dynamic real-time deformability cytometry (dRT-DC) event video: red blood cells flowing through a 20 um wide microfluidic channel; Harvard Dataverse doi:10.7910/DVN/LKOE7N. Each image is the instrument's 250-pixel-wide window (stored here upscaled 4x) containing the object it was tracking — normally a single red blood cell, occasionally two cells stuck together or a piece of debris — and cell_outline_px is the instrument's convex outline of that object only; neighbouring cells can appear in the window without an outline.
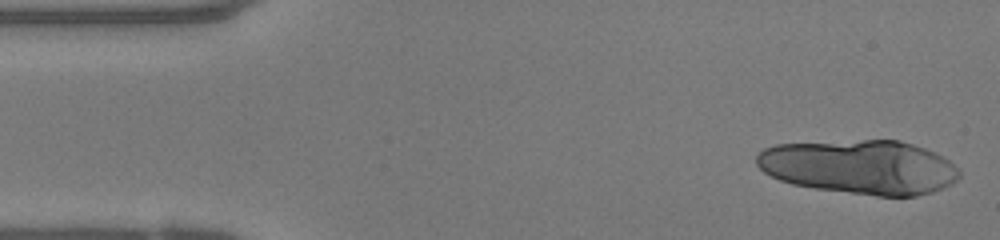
{"species": "human", "species_latin": "Homo sapiens", "temperature_condition": "warm", "stored_images_in_passage": 12, "camera_frame_rate_fps": 3000, "um_per_image_px": 0.085, "donor": {"sex": "female"}, "frame": {"image": 1, "passage_image": 1, "time_ms": 0.0, "image_size_px": [1000, 240], "cell_outline_px": [[960, 176], [952, 184], [932, 192], [916, 196], [876, 196], [816, 188], [792, 184], [780, 180], [764, 172], [756, 164], [756, 152], [764, 148], [776, 144], [864, 140], [900, 140], [924, 148], [948, 160], [960, 172]], "centroid_in_image_um": [73.05, 14.19], "position_along_channel_um": 11.9, "area_um2": 63.87}}